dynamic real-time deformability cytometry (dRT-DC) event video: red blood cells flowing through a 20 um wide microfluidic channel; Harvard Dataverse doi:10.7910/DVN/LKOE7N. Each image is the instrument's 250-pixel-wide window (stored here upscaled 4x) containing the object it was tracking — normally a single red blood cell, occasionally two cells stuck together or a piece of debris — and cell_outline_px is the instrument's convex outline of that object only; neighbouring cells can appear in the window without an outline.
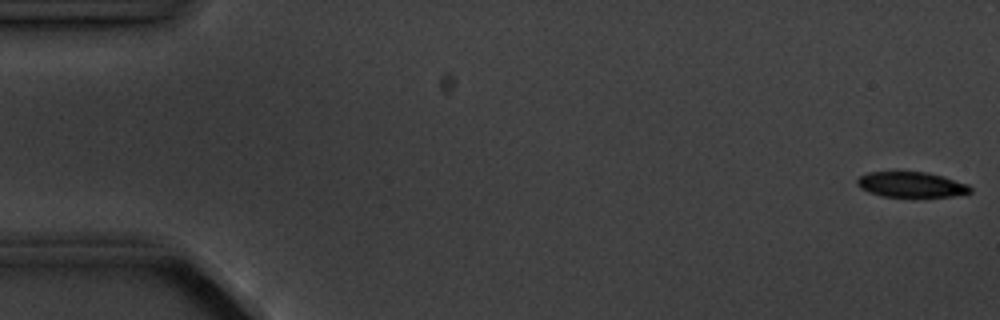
{"species": "common noctule bat (a hibernating species)", "species_latin": "Nyctalus noctula", "temperature_condition": "cold", "stored_images_in_passage": 15, "camera_frame_rate_fps": 3000, "um_per_image_px": 0.085, "animal": {"sex": "male", "body_mass_g": 20.1, "forearm_length_mm": 53.5}, "frame": {"image": 1, "passage_image": 1, "time_ms": 0.0, "image_size_px": [1000, 320], "cell_outline_px": [[972, 192], [952, 196], [880, 196], [868, 192], [860, 188], [856, 184], [856, 180], [860, 176], [868, 172], [924, 172], [940, 176], [968, 184], [972, 188]], "centroid_in_image_um": [77.41, 15.69], "position_along_channel_um": 7.6, "area_um2": 16.47}}
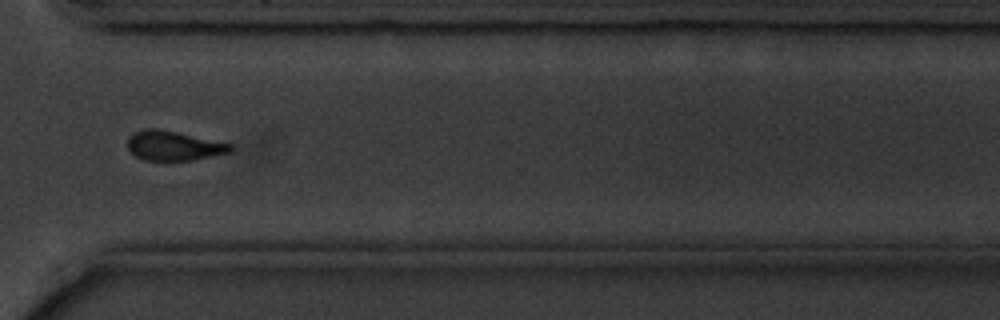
{"frame": {"image": 2, "passage_image": 12, "time_ms": 13.333, "image_size_px": [1000, 320], "cell_outline_px": [[232, 152], [192, 160], [144, 160], [136, 156], [128, 148], [128, 136], [144, 128], [156, 128], [176, 132], [232, 144]], "centroid_in_image_um": [14.75, 12.39], "position_along_channel_um": 355.8, "area_um2": 17.51}}
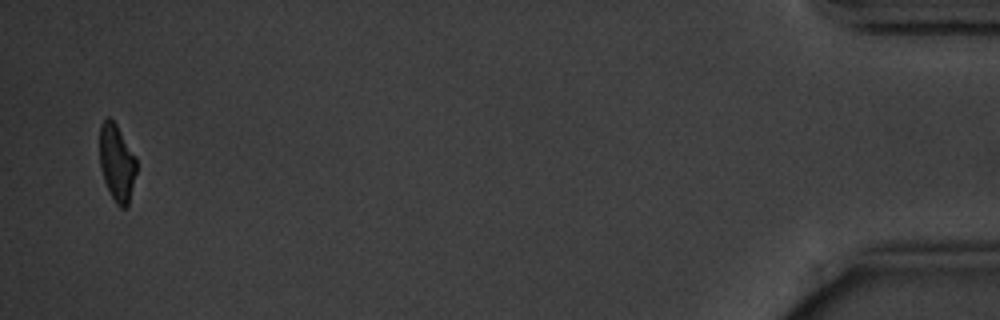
{"frame": {"image": 3, "passage_image": 15, "time_ms": 17.667, "image_size_px": [1000, 320], "cell_outline_px": [[136, 172], [128, 204], [124, 208], [120, 208], [116, 204], [104, 180], [100, 168], [100, 124], [108, 116], [116, 124], [136, 156]], "centroid_in_image_um": [9.93, 13.81], "position_along_channel_um": 425.3, "area_um2": 16.36}, "authors_computed_cell_mechanics": {"area_um2": 18.6694, "velocity_mm_per_s": 3.6015, "shape_relaxation_time_tau1_ms": 2.3492, "shape_relaxation_time_tau2_ms": null, "deformation_change_tau1": 0.0778, "deformation_change_tau2": null}}